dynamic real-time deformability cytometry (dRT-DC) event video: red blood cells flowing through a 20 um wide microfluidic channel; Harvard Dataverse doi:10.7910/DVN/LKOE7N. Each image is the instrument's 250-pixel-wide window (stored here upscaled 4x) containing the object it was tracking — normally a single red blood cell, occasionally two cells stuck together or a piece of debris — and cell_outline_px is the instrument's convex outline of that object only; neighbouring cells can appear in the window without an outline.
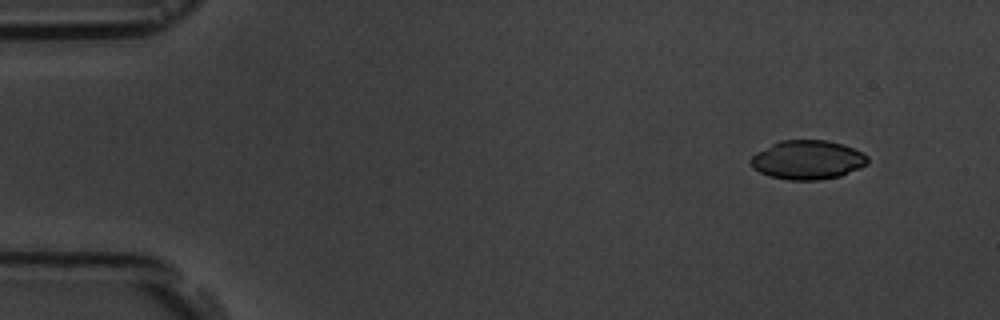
{"species": "common noctule bat (a hibernating species)", "species_latin": "Nyctalus noctula", "temperature_condition": "room temperature", "stored_images_in_passage": 4, "camera_frame_rate_fps": 3000, "um_per_image_px": 0.085, "animal": {"sex": "male", "body_mass_g": 19.5, "forearm_length_mm": 54.6}, "frame": {"image": 1, "passage_image": 1, "time_ms": 0.0, "image_size_px": [1000, 320], "cell_outline_px": [[868, 164], [860, 168], [840, 176], [820, 180], [788, 180], [768, 176], [760, 172], [748, 160], [756, 152], [780, 140], [824, 140], [844, 144], [868, 156]], "centroid_in_image_um": [68.65, 13.59], "position_along_channel_um": 16.4, "area_um2": 26.59}}
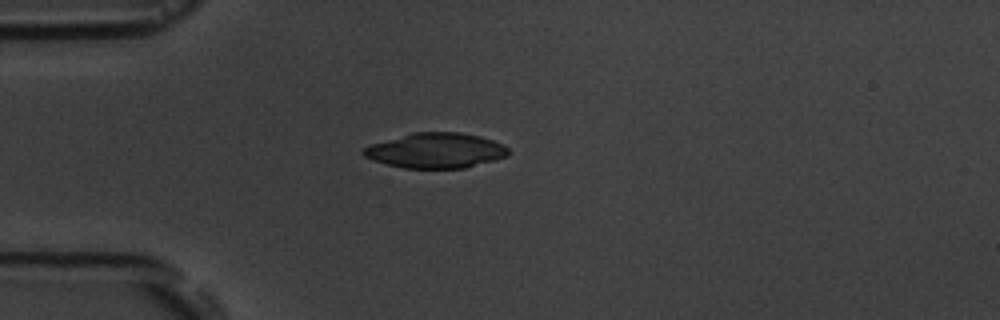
{"frame": {"image": 2, "passage_image": 3, "time_ms": 3.333, "image_size_px": [1000, 320], "cell_outline_px": [[512, 152], [508, 156], [464, 168], [404, 168], [372, 160], [364, 156], [360, 152], [368, 144], [412, 132], [460, 132], [480, 136], [504, 144]], "centroid_in_image_um": [37.03, 12.78], "position_along_channel_um": 48.0, "area_um2": 29.88}}